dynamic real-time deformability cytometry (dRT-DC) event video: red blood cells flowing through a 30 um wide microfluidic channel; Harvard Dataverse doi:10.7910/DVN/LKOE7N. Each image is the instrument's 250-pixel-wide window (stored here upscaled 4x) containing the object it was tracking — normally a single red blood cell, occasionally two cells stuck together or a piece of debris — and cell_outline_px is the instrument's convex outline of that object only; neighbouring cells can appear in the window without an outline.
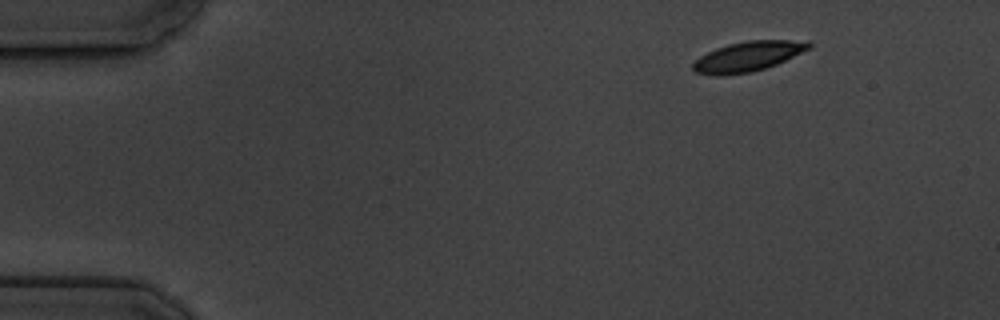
{"species": "common noctule bat (a hibernating species)", "species_latin": "Nyctalus noctula", "temperature_condition": "cold", "stored_images_in_passage": 4, "camera_frame_rate_fps": 3000, "um_per_image_px": 0.085, "animal": {"sex": "male", "body_mass_g": 19.5, "forearm_length_mm": 54.6}, "frame": {"image": 1, "passage_image": 1, "time_ms": 0.0, "image_size_px": [1000, 320], "cell_outline_px": [[812, 48], [776, 64], [752, 72], [724, 76], [720, 76], [696, 72], [692, 68], [692, 64], [700, 56], [716, 48], [728, 44], [748, 40], [808, 40], [812, 44]], "centroid_in_image_um": [63.61, 4.79], "position_along_channel_um": 21.4, "area_um2": 20.29}}
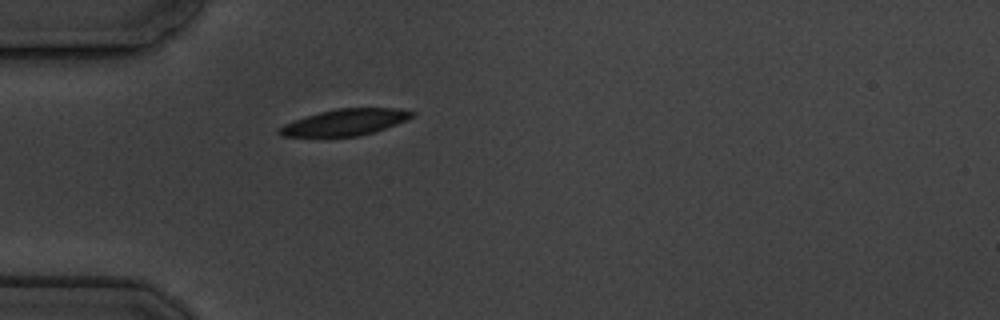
{"frame": {"image": 2, "passage_image": 4, "time_ms": 3.333, "image_size_px": [1000, 320], "cell_outline_px": [[416, 116], [408, 120], [360, 136], [284, 136], [276, 132], [276, 128], [284, 124], [320, 112], [336, 108], [400, 108], [416, 112]], "centroid_in_image_um": [29.38, 10.38], "position_along_channel_um": 55.6, "area_um2": 20.29}}